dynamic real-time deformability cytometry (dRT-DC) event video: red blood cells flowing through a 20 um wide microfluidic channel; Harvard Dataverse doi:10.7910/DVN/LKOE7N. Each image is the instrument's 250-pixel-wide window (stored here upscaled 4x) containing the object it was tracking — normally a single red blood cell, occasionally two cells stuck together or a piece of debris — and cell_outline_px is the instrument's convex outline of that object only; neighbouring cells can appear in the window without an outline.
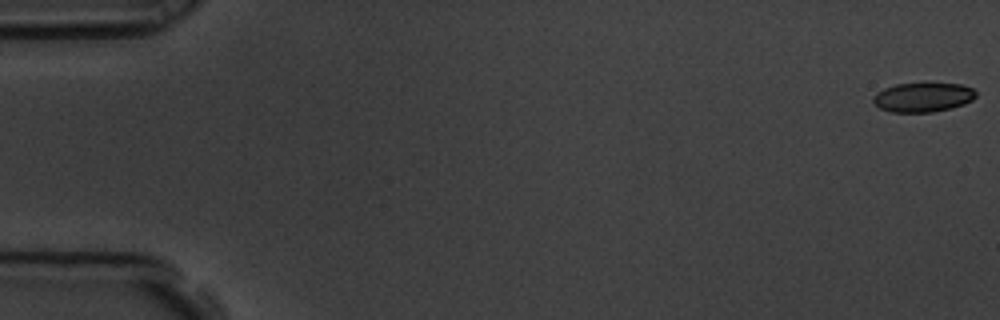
{"species": "common noctule bat (a hibernating species)", "species_latin": "Nyctalus noctula", "temperature_condition": "room temperature", "stored_images_in_passage": 6, "camera_frame_rate_fps": 3000, "um_per_image_px": 0.085, "animal": {"sex": "male", "body_mass_g": 19.5, "forearm_length_mm": 54.6}, "frame": {"image": 1, "passage_image": 1, "time_ms": 0.0, "image_size_px": [1000, 320], "cell_outline_px": [[976, 96], [972, 100], [964, 104], [952, 108], [932, 112], [892, 112], [880, 108], [872, 100], [872, 96], [876, 92], [884, 88], [896, 84], [960, 84], [972, 88], [976, 92]], "centroid_in_image_um": [78.44, 8.27], "position_along_channel_um": 6.6, "area_um2": 17.46}}
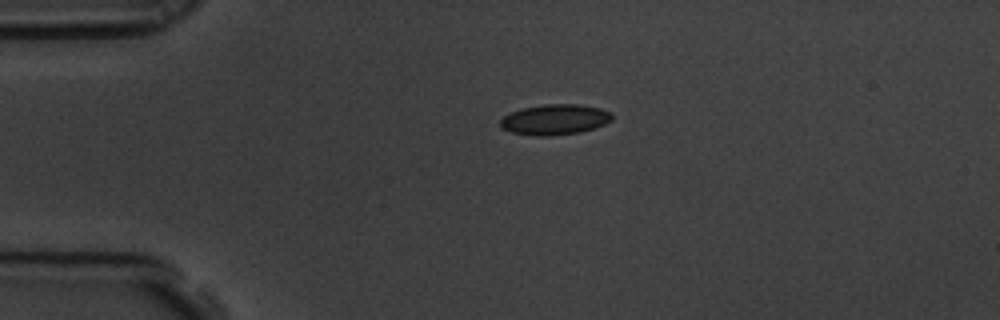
{"frame": {"image": 2, "passage_image": 5, "time_ms": 1.333, "image_size_px": [1000, 320], "cell_outline_px": [[612, 120], [596, 128], [580, 132], [552, 136], [536, 136], [512, 132], [500, 128], [500, 120], [504, 116], [512, 112], [524, 108], [544, 104], [580, 104], [600, 108], [612, 112]], "centroid_in_image_um": [47.18, 10.16], "position_along_channel_um": 37.8, "area_um2": 19.94}}